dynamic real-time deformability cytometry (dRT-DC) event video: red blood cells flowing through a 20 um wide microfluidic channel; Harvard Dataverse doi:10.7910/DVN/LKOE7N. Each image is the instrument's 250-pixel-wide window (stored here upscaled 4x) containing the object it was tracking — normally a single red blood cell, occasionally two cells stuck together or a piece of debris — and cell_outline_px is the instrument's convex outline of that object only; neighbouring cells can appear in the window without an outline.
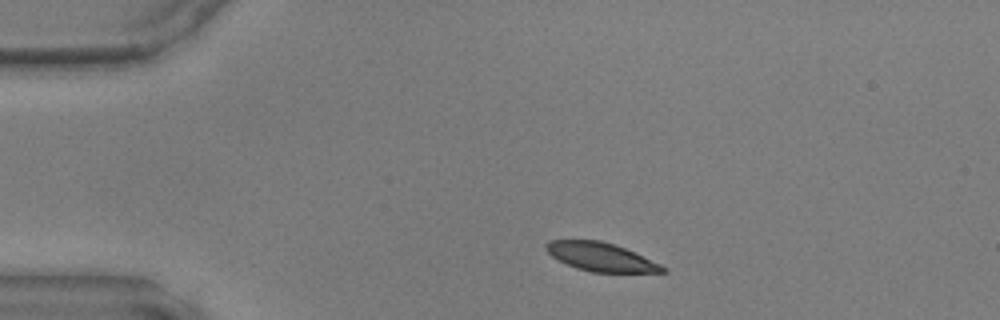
{"species": "common noctule bat (a hibernating species)", "species_latin": "Nyctalus noctula", "temperature_condition": "warm", "stored_images_in_passage": 5, "camera_frame_rate_fps": 3000, "um_per_image_px": 0.085, "animal": {"sex": "male", "body_mass_g": 17.9, "forearm_length_mm": 54.2}, "frame": {"image": 1, "passage_image": 1, "time_ms": 0.0, "image_size_px": [1000, 320], "cell_outline_px": [[668, 272], [592, 272], [576, 268], [552, 256], [544, 248], [544, 244], [548, 240], [600, 240], [616, 244], [660, 264], [668, 268]], "centroid_in_image_um": [51.07, 21.83], "position_along_channel_um": 33.9, "area_um2": 19.31}}